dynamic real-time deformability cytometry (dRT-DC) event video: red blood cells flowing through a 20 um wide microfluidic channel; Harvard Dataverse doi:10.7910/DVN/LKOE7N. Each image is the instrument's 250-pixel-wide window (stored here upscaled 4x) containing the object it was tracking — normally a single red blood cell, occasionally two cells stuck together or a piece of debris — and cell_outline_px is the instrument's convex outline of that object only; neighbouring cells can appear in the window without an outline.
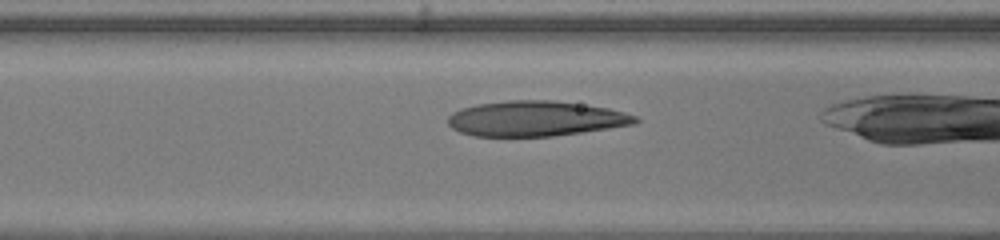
{"species": "human", "species_latin": "Homo sapiens", "temperature_condition": "warm", "stored_images_in_passage": 21, "camera_frame_rate_fps": 3000, "um_per_image_px": 0.085, "donor": {"sex": "female"}, "frame": {"image": 1, "passage_image": 3, "time_ms": 0.667, "image_size_px": [1000, 240], "cell_outline_px": [[640, 120], [636, 124], [552, 136], [472, 136], [460, 132], [452, 128], [448, 124], [448, 116], [452, 112], [460, 108], [476, 104], [508, 100], [552, 100], [608, 108], [624, 112], [636, 116]], "centroid_in_image_um": [45.49, 10.08], "position_along_channel_um": 121.1, "area_um2": 38.44}}
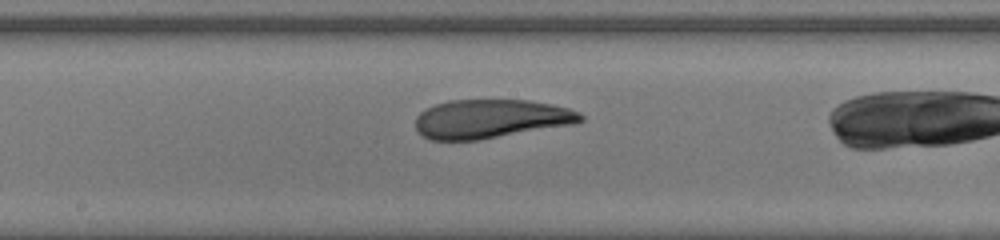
{"frame": {"image": 2, "passage_image": 9, "time_ms": 2.667, "image_size_px": [1000, 240], "cell_outline_px": [[584, 120], [576, 124], [480, 140], [428, 140], [416, 132], [416, 116], [424, 108], [448, 100], [528, 100], [552, 104], [568, 108], [580, 112], [584, 116]], "centroid_in_image_um": [41.71, 10.11], "position_along_channel_um": 206.5, "area_um2": 37.92}}
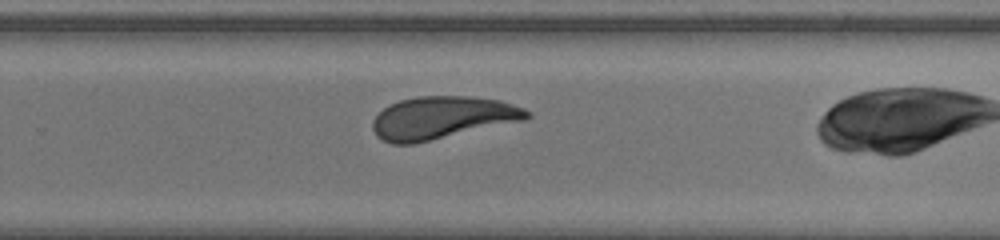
{"frame": {"image": 3, "passage_image": 15, "time_ms": 4.667, "image_size_px": [1000, 240], "cell_outline_px": [[532, 116], [524, 120], [416, 144], [392, 144], [376, 136], [372, 128], [372, 120], [384, 108], [400, 100], [416, 96], [468, 96], [500, 100], [524, 108], [532, 112]], "centroid_in_image_um": [37.6, 10.01], "position_along_channel_um": 292.2, "area_um2": 38.44}}